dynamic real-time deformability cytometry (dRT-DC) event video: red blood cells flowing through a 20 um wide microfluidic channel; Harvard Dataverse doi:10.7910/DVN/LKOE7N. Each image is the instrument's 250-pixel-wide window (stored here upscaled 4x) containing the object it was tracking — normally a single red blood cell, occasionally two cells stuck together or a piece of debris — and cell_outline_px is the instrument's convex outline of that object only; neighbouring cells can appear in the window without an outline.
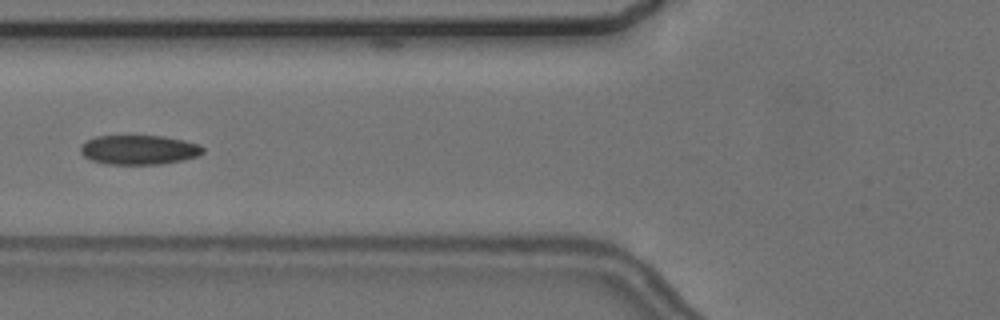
{"species": "common noctule bat (a hibernating species)", "species_latin": "Nyctalus noctula", "temperature_condition": "cold", "stored_images_in_passage": 5, "camera_frame_rate_fps": 3000, "um_per_image_px": 0.085, "animal": {"sex": "female", "body_mass_g": 24.6, "forearm_length_mm": 56.2}, "frame": {"image": 1, "passage_image": 3, "time_ms": 2.333, "image_size_px": [1000, 320], "cell_outline_px": [[204, 152], [200, 156], [184, 160], [160, 164], [108, 164], [92, 160], [84, 156], [80, 152], [80, 148], [88, 140], [96, 136], [164, 136], [184, 140], [200, 144], [204, 148]], "centroid_in_image_um": [11.88, 12.73], "position_along_channel_um": 113.9, "area_um2": 21.04}}
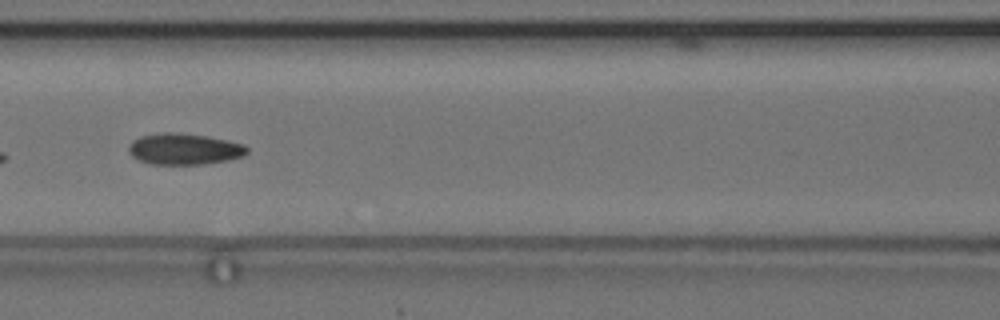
{"frame": {"image": 2, "passage_image": 4, "time_ms": 3.333, "image_size_px": [1000, 320], "cell_outline_px": [[248, 152], [244, 156], [228, 160], [200, 164], [148, 164], [132, 156], [128, 152], [128, 144], [132, 140], [140, 136], [164, 132], [176, 132], [204, 136], [244, 144], [248, 148]], "centroid_in_image_um": [15.62, 12.67], "position_along_channel_um": 151.0, "area_um2": 21.5}}